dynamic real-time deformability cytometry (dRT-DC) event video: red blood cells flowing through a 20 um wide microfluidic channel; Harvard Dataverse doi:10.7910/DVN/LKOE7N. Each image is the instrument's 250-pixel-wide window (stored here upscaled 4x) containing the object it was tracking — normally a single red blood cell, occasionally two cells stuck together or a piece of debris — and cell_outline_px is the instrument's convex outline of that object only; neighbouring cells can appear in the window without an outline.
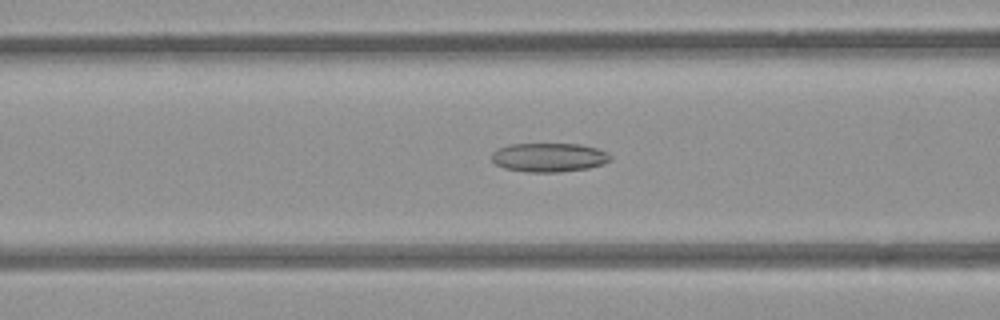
{"species": "common noctule bat (a hibernating species)", "species_latin": "Nyctalus noctula", "temperature_condition": "room temperature", "stored_images_in_passage": 47, "camera_frame_rate_fps": 3000, "um_per_image_px": 0.085, "animal": {"sex": "female", "body_mass_g": 21.9}, "frame": {"image": 1, "passage_image": 15, "time_ms": 4.667, "image_size_px": [1000, 320], "cell_outline_px": [[612, 160], [604, 164], [588, 168], [560, 172], [528, 172], [504, 168], [496, 164], [492, 160], [492, 152], [508, 144], [580, 144], [596, 148], [608, 152], [612, 156]], "centroid_in_image_um": [46.7, 13.38], "position_along_channel_um": 119.9, "area_um2": 20.11}}
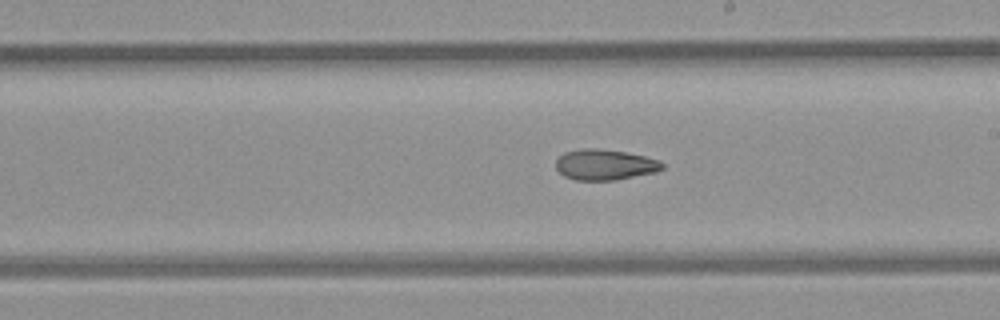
{"frame": {"image": 2, "passage_image": 24, "time_ms": 7.667, "image_size_px": [1000, 320], "cell_outline_px": [[664, 168], [656, 172], [616, 180], [576, 180], [564, 176], [556, 168], [556, 160], [564, 152], [584, 148], [600, 148], [624, 152], [644, 156], [660, 160], [664, 164]], "centroid_in_image_um": [51.42, 14.0], "position_along_channel_um": 237.6, "area_um2": 19.07}}
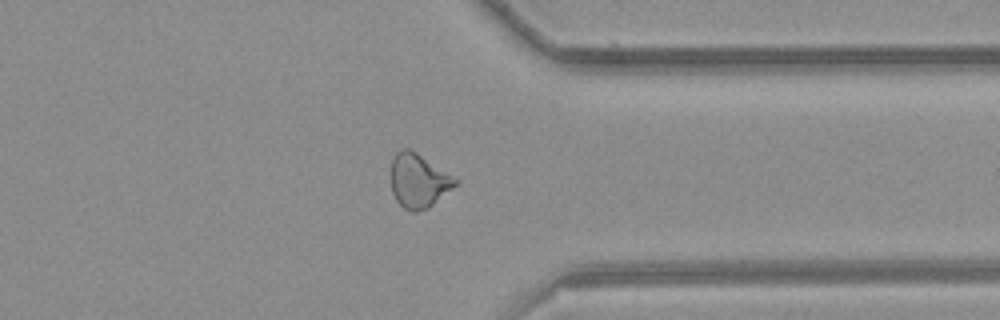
{"frame": {"image": 3, "passage_image": 35, "time_ms": 11.333, "image_size_px": [1000, 320], "cell_outline_px": [[460, 184], [428, 208], [416, 212], [412, 212], [404, 208], [396, 200], [392, 192], [392, 156], [400, 148], [408, 148], [416, 152], [460, 180]], "centroid_in_image_um": [35.61, 15.36], "position_along_channel_um": 375.8, "area_um2": 20.46}, "authors_computed_cell_mechanics": {"area_um2": 20.1144, "velocity_mm_per_s": 3.9111, "shape_relaxation_time_tau1_ms": null, "shape_relaxation_time_tau2_ms": 5.3297, "deformation_change_tau1": null, "deformation_change_tau2": 0.133}}